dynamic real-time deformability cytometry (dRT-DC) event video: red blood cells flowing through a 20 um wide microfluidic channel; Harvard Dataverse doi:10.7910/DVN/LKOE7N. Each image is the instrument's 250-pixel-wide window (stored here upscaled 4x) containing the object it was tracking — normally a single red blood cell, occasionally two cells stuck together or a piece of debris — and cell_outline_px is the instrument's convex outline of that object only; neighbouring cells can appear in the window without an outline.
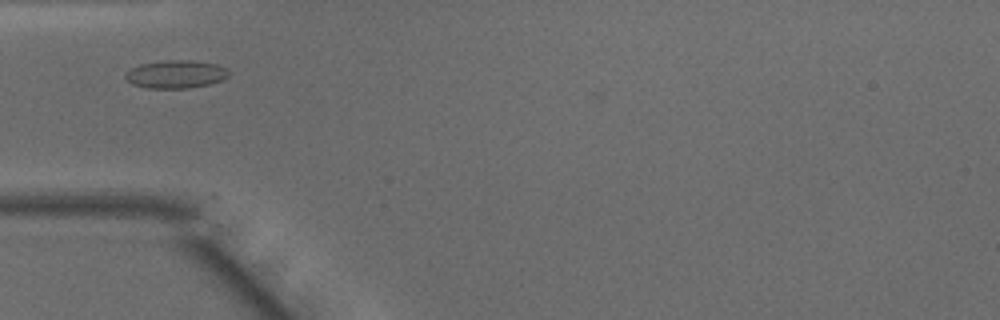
{"species": "common noctule bat (a hibernating species)", "species_latin": "Nyctalus noctula", "temperature_condition": "warm", "stored_images_in_passage": 10, "camera_frame_rate_fps": 3000, "um_per_image_px": 0.085, "animal": {"sex": "male", "body_mass_g": 15.6}, "frame": {"image": 1, "passage_image": 2, "time_ms": 0.333, "image_size_px": [1000, 320], "cell_outline_px": [[228, 76], [220, 80], [208, 84], [188, 88], [148, 88], [132, 84], [124, 76], [132, 68], [140, 64], [164, 60], [192, 60], [216, 64], [224, 68], [228, 72]], "centroid_in_image_um": [14.92, 6.3], "position_along_channel_um": 70.1, "area_um2": 16.59}}
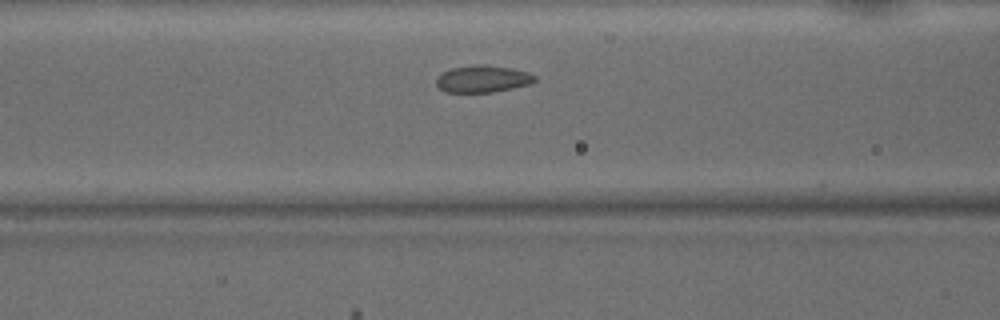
{"frame": {"image": 2, "passage_image": 6, "time_ms": 1.667, "image_size_px": [1000, 320], "cell_outline_px": [[536, 80], [532, 84], [492, 92], [448, 92], [440, 88], [436, 84], [436, 76], [452, 68], [476, 64], [484, 64], [512, 68], [528, 72], [536, 76]], "centroid_in_image_um": [41.05, 6.7], "position_along_channel_um": 125.5, "area_um2": 15.55}}
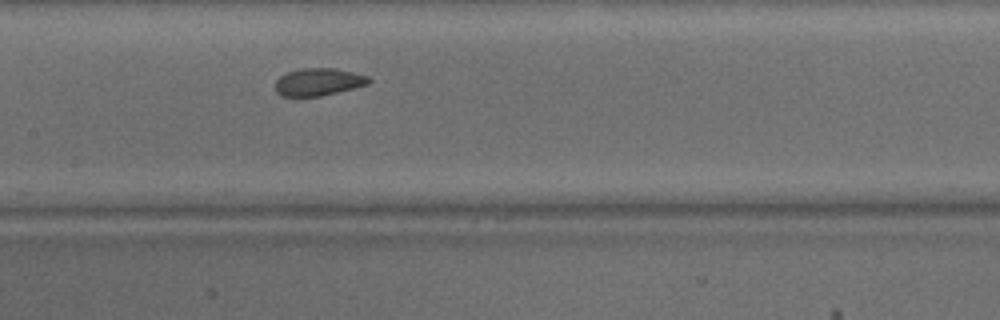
{"frame": {"image": 3, "passage_image": 10, "time_ms": 3.0, "image_size_px": [1000, 320], "cell_outline_px": [[372, 80], [368, 84], [320, 96], [280, 96], [276, 92], [276, 80], [280, 76], [288, 72], [300, 68], [336, 68], [368, 76]], "centroid_in_image_um": [27.05, 6.95], "position_along_channel_um": 180.3, "area_um2": 14.85}}